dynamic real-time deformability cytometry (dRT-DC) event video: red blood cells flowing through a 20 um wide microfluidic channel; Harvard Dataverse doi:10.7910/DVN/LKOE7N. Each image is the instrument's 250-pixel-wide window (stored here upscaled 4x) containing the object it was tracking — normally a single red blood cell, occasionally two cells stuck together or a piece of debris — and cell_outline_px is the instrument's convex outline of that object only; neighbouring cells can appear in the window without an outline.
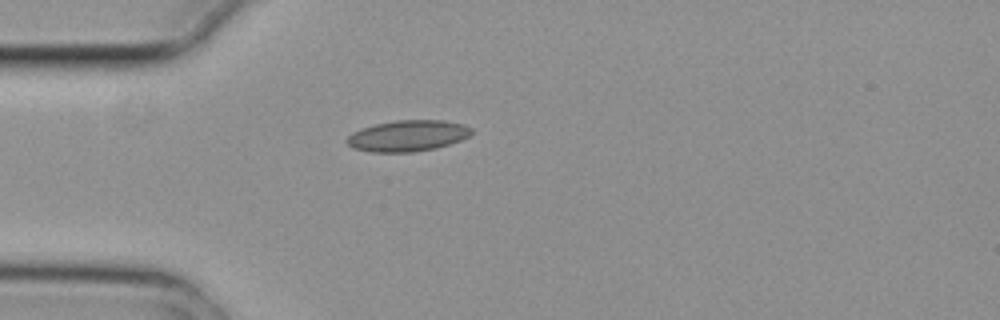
{"species": "common noctule bat (a hibernating species)", "species_latin": "Nyctalus noctula", "temperature_condition": "cold", "stored_images_in_passage": 1, "camera_frame_rate_fps": 3000, "um_per_image_px": 0.085, "animal": {"sex": "female", "body_mass_g": 29.2, "forearm_length_mm": 56.3}, "frame": {"image": 1, "passage_image": 1, "time_ms": 0.0, "image_size_px": [1000, 320], "cell_outline_px": [[472, 132], [468, 136], [460, 140], [436, 148], [412, 152], [372, 152], [352, 148], [344, 140], [352, 132], [360, 128], [376, 124], [396, 120], [444, 120], [464, 124], [472, 128]], "centroid_in_image_um": [34.63, 11.54], "position_along_channel_um": 50.4, "area_um2": 22.66}}